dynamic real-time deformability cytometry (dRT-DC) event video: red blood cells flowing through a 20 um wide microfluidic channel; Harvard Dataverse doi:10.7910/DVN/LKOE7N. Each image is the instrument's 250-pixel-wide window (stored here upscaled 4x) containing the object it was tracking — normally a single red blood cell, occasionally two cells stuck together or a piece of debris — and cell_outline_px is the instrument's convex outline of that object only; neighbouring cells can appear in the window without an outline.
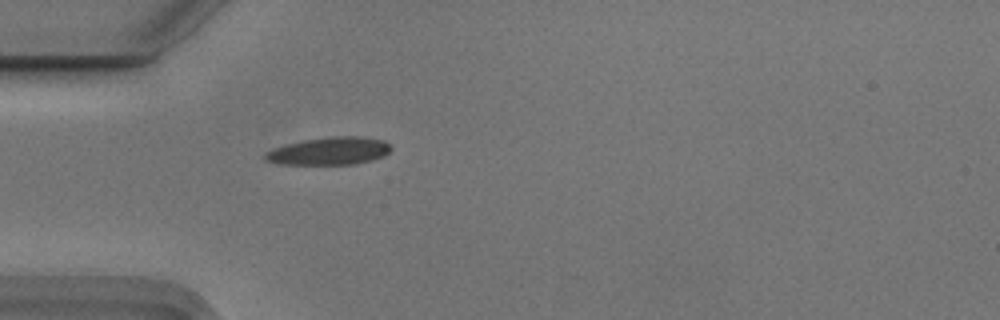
{"species": "Egyptian fruit bat (a non-hibernating species)", "species_latin": "Rousettus aegyptiacus", "temperature_condition": "cold", "stored_images_in_passage": 39, "camera_frame_rate_fps": 3000, "um_per_image_px": 0.085, "animal": {"sex": "male"}, "frame": {"image": 1, "passage_image": 1, "time_ms": 0.0, "image_size_px": [1000, 320], "cell_outline_px": [[392, 148], [384, 156], [372, 160], [352, 164], [280, 164], [268, 160], [264, 156], [272, 148], [304, 140], [332, 136], [360, 136], [384, 140]], "centroid_in_image_um": [28.04, 12.83], "position_along_channel_um": 57.0, "area_um2": 20.06}}
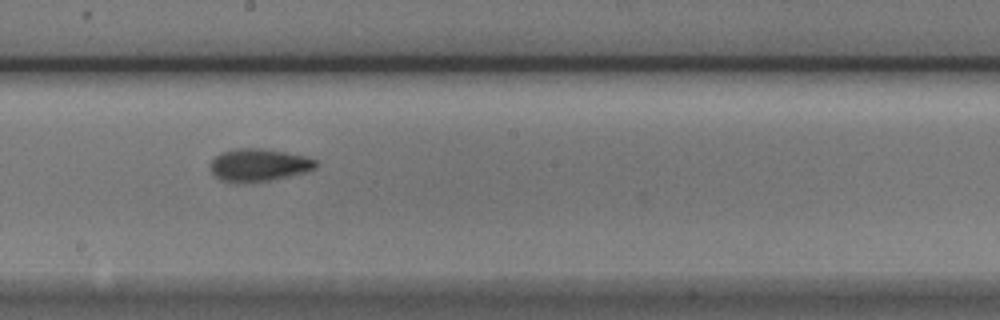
{"frame": {"image": 2, "passage_image": 15, "time_ms": 4.667, "image_size_px": [1000, 320], "cell_outline_px": [[316, 168], [304, 172], [272, 180], [220, 180], [212, 172], [212, 160], [220, 152], [236, 148], [260, 148], [284, 152], [304, 156], [316, 160]], "centroid_in_image_um": [22.02, 13.98], "position_along_channel_um": 226.2, "area_um2": 19.25}}
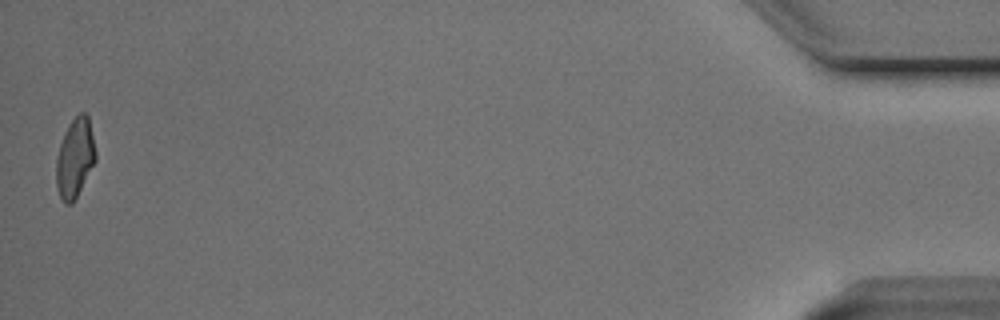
{"frame": {"image": 3, "passage_image": 39, "time_ms": 12.667, "image_size_px": [1000, 320], "cell_outline_px": [[96, 160], [72, 204], [64, 204], [60, 196], [56, 184], [56, 156], [60, 144], [68, 124], [80, 112], [84, 112], [88, 116], [96, 152]], "centroid_in_image_um": [6.36, 13.42], "position_along_channel_um": 428.8, "area_um2": 18.03}, "authors_computed_cell_mechanics": {"area_um2": 19.074, "velocity_mm_per_s": 3.7277, "shape_relaxation_time_tau1_ms": 4.3065, "shape_relaxation_time_tau2_ms": 2.5494, "deformation_change_tau1": 0.1648, "deformation_change_tau2": 0.0943}}